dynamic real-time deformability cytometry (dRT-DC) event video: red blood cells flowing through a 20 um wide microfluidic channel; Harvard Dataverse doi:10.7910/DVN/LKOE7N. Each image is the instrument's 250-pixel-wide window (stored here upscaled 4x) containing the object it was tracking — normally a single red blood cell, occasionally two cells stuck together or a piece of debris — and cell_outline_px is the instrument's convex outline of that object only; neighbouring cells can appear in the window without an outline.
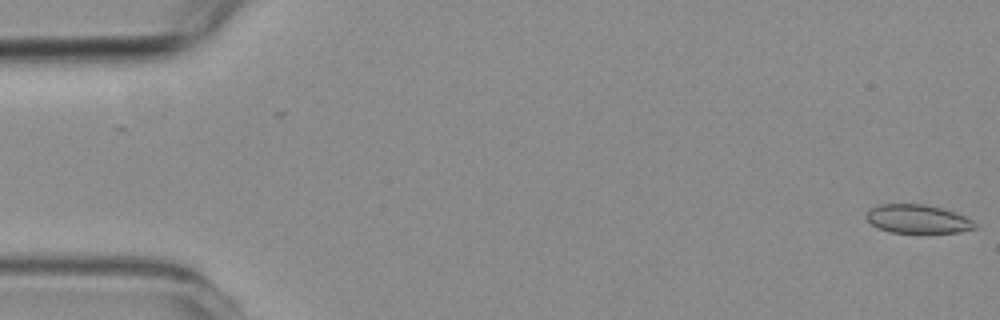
{"species": "common noctule bat (a hibernating species)", "species_latin": "Nyctalus noctula", "temperature_condition": "room temperature", "stored_images_in_passage": 51, "camera_frame_rate_fps": 3000, "um_per_image_px": 0.085, "animal": {"sex": "female", "body_mass_g": 19.3, "forearm_length_mm": 54.1}, "frame": {"image": 1, "passage_image": 1, "time_ms": 0.0, "image_size_px": [1000, 320], "cell_outline_px": [[976, 228], [960, 232], [888, 232], [876, 228], [868, 220], [868, 212], [872, 208], [880, 204], [924, 204], [940, 208], [964, 216], [972, 220], [976, 224]], "centroid_in_image_um": [78.0, 18.62], "position_along_channel_um": 7.0, "area_um2": 17.74}}
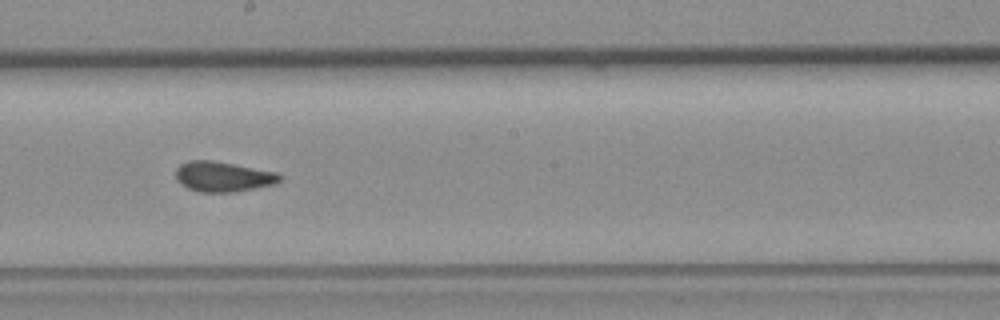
{"frame": {"image": 2, "passage_image": 30, "time_ms": 9.667, "image_size_px": [1000, 320], "cell_outline_px": [[284, 176], [276, 184], [232, 192], [200, 192], [188, 188], [180, 184], [176, 180], [176, 168], [180, 164], [188, 160], [212, 160], [276, 172]], "centroid_in_image_um": [18.94, 15.01], "position_along_channel_um": 229.3, "area_um2": 18.32}}
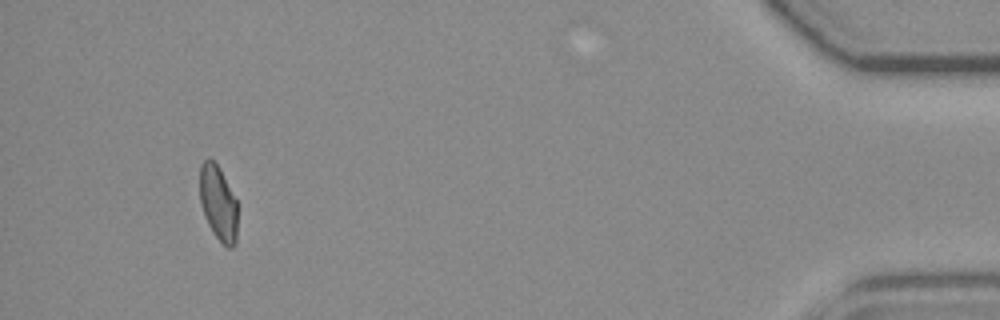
{"frame": {"image": 3, "passage_image": 51, "time_ms": 16.667, "image_size_px": [1000, 320], "cell_outline_px": [[236, 244], [232, 248], [228, 248], [216, 236], [208, 224], [204, 216], [200, 204], [200, 164], [208, 156], [220, 168], [236, 200]], "centroid_in_image_um": [18.53, 17.24], "position_along_channel_um": 416.7, "area_um2": 16.42}, "authors_computed_cell_mechanics": {"area_um2": 18.2648, "velocity_mm_per_s": 3.7796, "shape_relaxation_time_tau1_ms": null, "shape_relaxation_time_tau2_ms": 1.0511, "deformation_change_tau1": null, "deformation_change_tau2": 0.053}}